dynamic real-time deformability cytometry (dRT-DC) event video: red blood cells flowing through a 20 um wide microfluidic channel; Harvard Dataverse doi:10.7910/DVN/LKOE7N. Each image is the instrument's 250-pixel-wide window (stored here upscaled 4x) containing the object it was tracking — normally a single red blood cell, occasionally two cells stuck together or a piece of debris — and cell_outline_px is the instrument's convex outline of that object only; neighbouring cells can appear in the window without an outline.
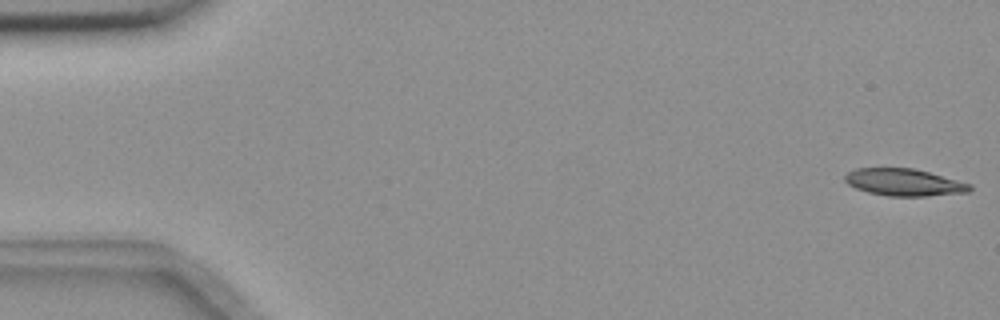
{"species": "common noctule bat (a hibernating species)", "species_latin": "Nyctalus noctula", "temperature_condition": "room temperature", "stored_images_in_passage": 17, "camera_frame_rate_fps": 3000, "um_per_image_px": 0.085, "animal": {"sex": "female", "body_mass_g": 18.4}, "frame": {"image": 1, "passage_image": 1, "time_ms": 0.0, "image_size_px": [1000, 320], "cell_outline_px": [[972, 188], [968, 192], [924, 196], [888, 196], [868, 192], [856, 188], [848, 184], [844, 180], [844, 176], [848, 172], [856, 168], [912, 168], [928, 172], [972, 184]], "centroid_in_image_um": [76.83, 15.49], "position_along_channel_um": 8.2, "area_um2": 19.59}}
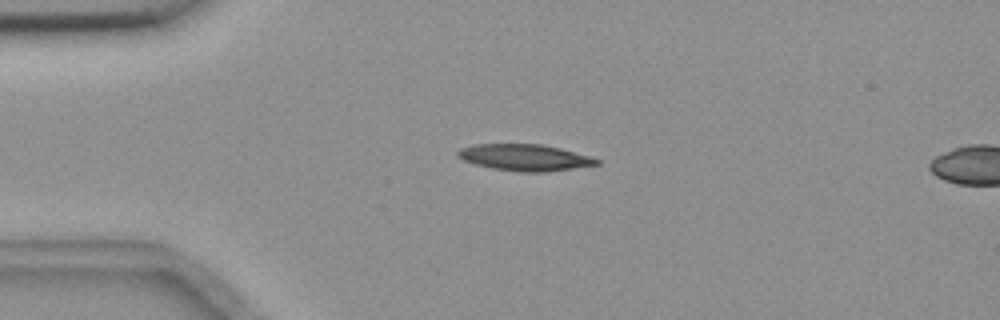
{"frame": {"image": 2, "passage_image": 13, "time_ms": 4.0, "image_size_px": [1000, 320], "cell_outline_px": [[600, 164], [544, 172], [524, 172], [492, 168], [476, 164], [464, 160], [456, 156], [456, 152], [460, 148], [472, 144], [540, 144], [560, 148], [588, 156], [600, 160]], "centroid_in_image_um": [44.56, 13.38], "position_along_channel_um": 40.4, "area_um2": 21.21}}